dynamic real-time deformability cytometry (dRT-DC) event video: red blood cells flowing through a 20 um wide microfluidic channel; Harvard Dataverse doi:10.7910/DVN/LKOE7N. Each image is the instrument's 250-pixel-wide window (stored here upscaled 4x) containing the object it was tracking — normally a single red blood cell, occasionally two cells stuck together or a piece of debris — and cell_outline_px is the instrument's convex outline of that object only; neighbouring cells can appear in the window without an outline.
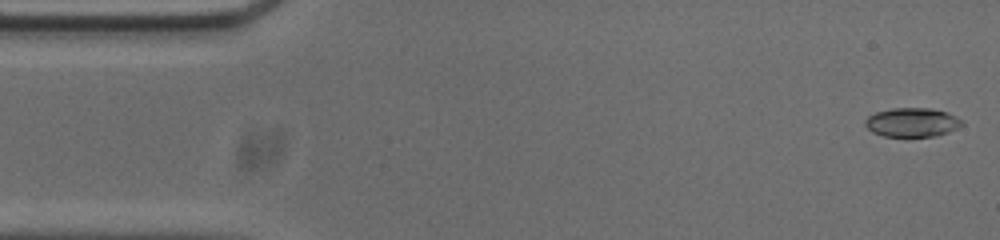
{"species": "common noctule bat (a hibernating species)", "species_latin": "Nyctalus noctula", "temperature_condition": "cold", "stored_images_in_passage": 53, "camera_frame_rate_fps": 3000, "um_per_image_px": 0.085, "animal": {"sex": "male", "body_mass_g": 20.0, "forearm_length_mm": 53.3}, "frame": {"image": 1, "passage_image": 1, "time_ms": 0.0, "image_size_px": [1000, 240], "cell_outline_px": [[964, 124], [948, 132], [936, 136], [884, 136], [872, 132], [864, 124], [864, 120], [868, 116], [876, 112], [892, 108], [932, 108], [948, 112], [964, 120]], "centroid_in_image_um": [77.55, 10.39], "position_along_channel_um": 7.5, "area_um2": 16.47}}
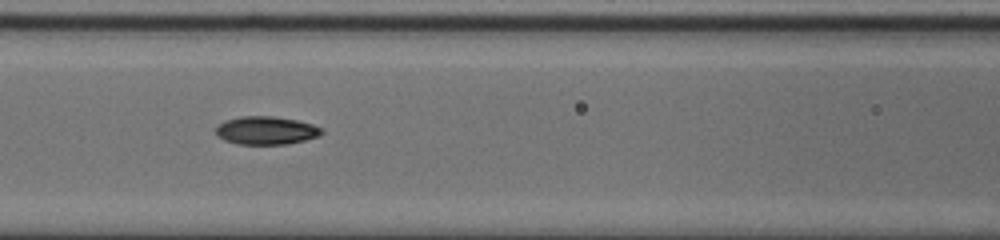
{"frame": {"image": 2, "passage_image": 21, "time_ms": 6.667, "image_size_px": [1000, 240], "cell_outline_px": [[324, 132], [320, 136], [288, 144], [236, 144], [224, 140], [216, 136], [216, 128], [224, 120], [240, 116], [272, 116], [296, 120], [312, 124], [324, 128]], "centroid_in_image_um": [22.63, 11.09], "position_along_channel_um": 144.0, "area_um2": 17.51}}
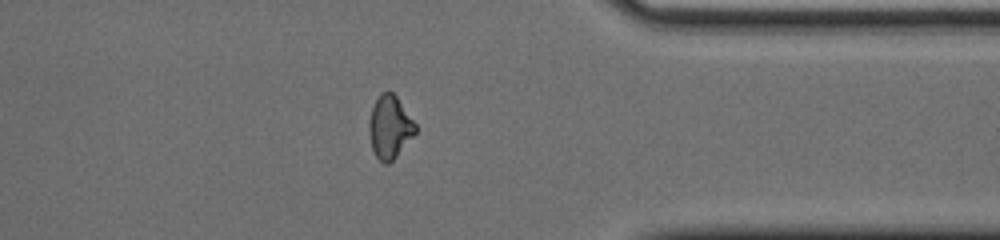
{"frame": {"image": 3, "passage_image": 41, "time_ms": 13.333, "image_size_px": [1000, 240], "cell_outline_px": [[416, 132], [396, 156], [388, 164], [384, 164], [376, 156], [372, 148], [368, 132], [368, 124], [372, 108], [380, 92], [392, 92], [396, 96], [416, 124]], "centroid_in_image_um": [33.11, 10.8], "position_along_channel_um": 378.3, "area_um2": 16.76}, "authors_computed_cell_mechanics": {"area_um2": 16.9354, "velocity_mm_per_s": 3.7382, "shape_relaxation_time_tau1_ms": 5.8623, "shape_relaxation_time_tau2_ms": 2.8584, "deformation_change_tau1": 0.1822, "deformation_change_tau2": 0.075}}